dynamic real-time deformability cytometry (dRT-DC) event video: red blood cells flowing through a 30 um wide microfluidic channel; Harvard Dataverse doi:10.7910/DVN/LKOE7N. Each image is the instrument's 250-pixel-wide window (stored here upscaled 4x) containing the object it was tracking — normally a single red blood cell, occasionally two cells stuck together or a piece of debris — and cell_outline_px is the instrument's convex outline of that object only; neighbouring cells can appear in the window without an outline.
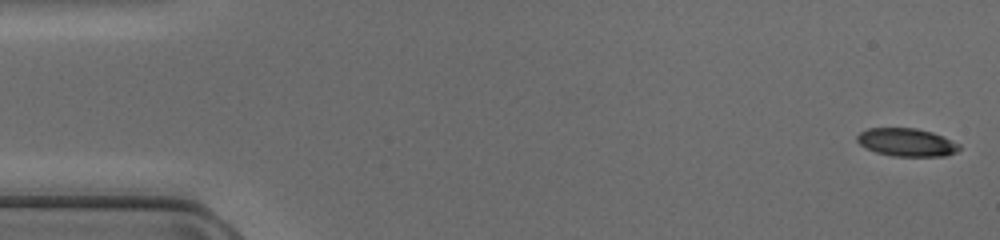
{"species": "common noctule bat (a hibernating species)", "species_latin": "Nyctalus noctula", "temperature_condition": "cold", "stored_images_in_passage": 48, "camera_frame_rate_fps": 3000, "um_per_image_px": 0.085, "animal": {"sex": "female", "body_mass_g": 17.0, "forearm_length_mm": 48.0}, "frame": {"image": 1, "passage_image": 1, "time_ms": 0.0, "image_size_px": [1000, 240], "cell_outline_px": [[960, 148], [956, 152], [944, 156], [892, 156], [876, 152], [860, 144], [856, 140], [856, 136], [860, 132], [868, 128], [916, 128], [932, 132], [960, 144]], "centroid_in_image_um": [77.05, 12.09], "position_along_channel_um": 7.9, "area_um2": 16.59}}
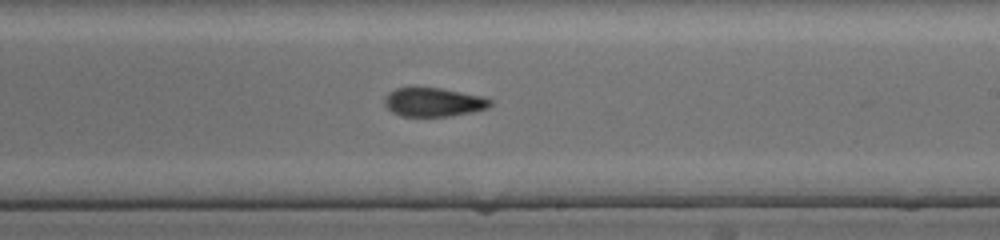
{"frame": {"image": 2, "passage_image": 28, "time_ms": 9.0, "image_size_px": [1000, 240], "cell_outline_px": [[492, 104], [488, 108], [472, 112], [448, 116], [400, 116], [392, 112], [384, 104], [384, 100], [388, 92], [396, 88], [416, 84], [440, 88], [484, 96], [492, 100]], "centroid_in_image_um": [36.81, 8.64], "position_along_channel_um": 252.2, "area_um2": 18.38}}
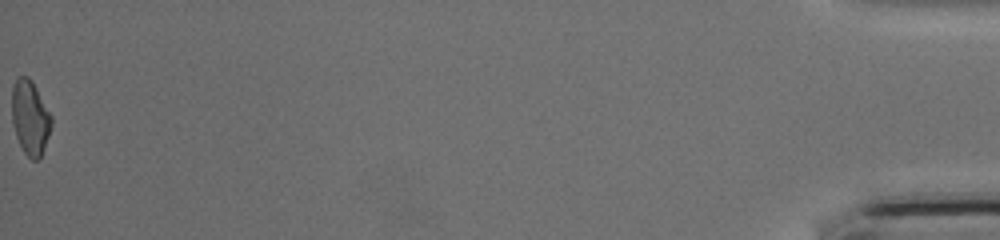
{"frame": {"image": 3, "passage_image": 48, "time_ms": 15.667, "image_size_px": [1000, 240], "cell_outline_px": [[52, 124], [44, 148], [40, 156], [36, 160], [32, 160], [24, 152], [16, 136], [12, 124], [12, 84], [20, 76], [28, 76], [32, 80], [52, 116]], "centroid_in_image_um": [2.55, 9.97], "position_along_channel_um": 432.6, "area_um2": 17.11}}